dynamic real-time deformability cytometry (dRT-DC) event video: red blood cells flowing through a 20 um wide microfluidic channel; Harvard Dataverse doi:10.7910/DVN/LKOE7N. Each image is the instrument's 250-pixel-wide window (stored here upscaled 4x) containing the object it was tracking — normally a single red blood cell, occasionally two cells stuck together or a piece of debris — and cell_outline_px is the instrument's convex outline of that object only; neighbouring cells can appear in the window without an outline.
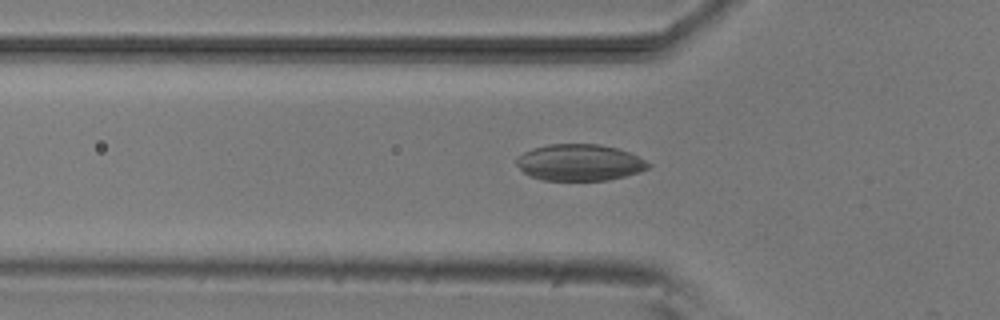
{"species": "common noctule bat (a hibernating species)", "species_latin": "Nyctalus noctula", "temperature_condition": "room temperature", "stored_images_in_passage": 41, "camera_frame_rate_fps": 3000, "um_per_image_px": 0.085, "animal": {"sex": "male", "body_mass_g": 20.5, "forearm_length_mm": 52.5}, "frame": {"image": 1, "passage_image": 8, "time_ms": 2.333, "image_size_px": [1000, 320], "cell_outline_px": [[652, 164], [648, 168], [640, 172], [608, 180], [544, 180], [528, 176], [516, 164], [516, 156], [532, 148], [548, 144], [596, 144], [616, 148], [628, 152]], "centroid_in_image_um": [49.22, 13.81], "position_along_channel_um": 76.6, "area_um2": 27.98}}
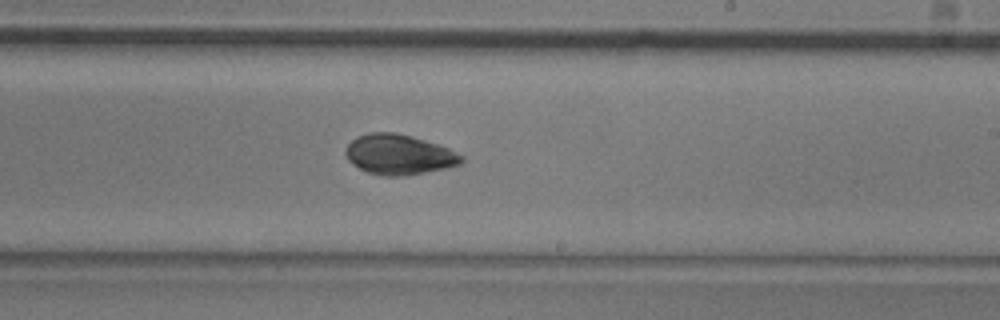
{"frame": {"image": 2, "passage_image": 22, "time_ms": 7.0, "image_size_px": [1000, 320], "cell_outline_px": [[464, 160], [460, 164], [444, 168], [404, 176], [380, 176], [368, 172], [352, 164], [348, 160], [344, 152], [348, 144], [356, 136], [368, 132], [396, 132], [412, 136], [440, 144], [464, 156]], "centroid_in_image_um": [33.9, 13.12], "position_along_channel_um": 255.1, "area_um2": 27.28}}
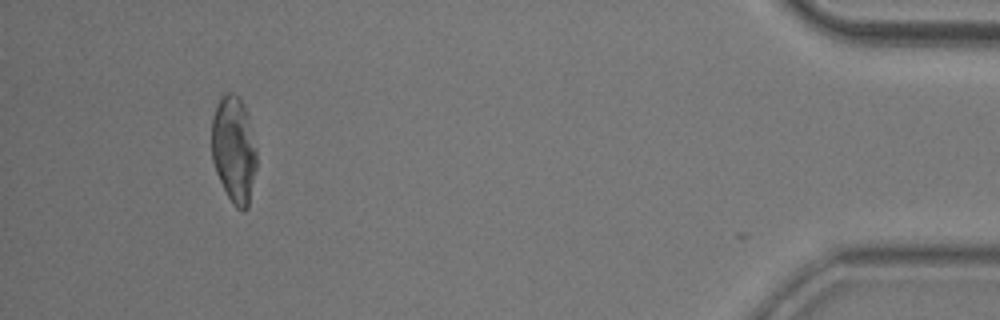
{"frame": {"image": 3, "passage_image": 40, "time_ms": 13.0, "image_size_px": [1000, 320], "cell_outline_px": [[256, 168], [248, 208], [244, 212], [236, 208], [232, 204], [216, 172], [212, 160], [212, 120], [216, 104], [220, 96], [228, 92], [232, 92], [240, 96], [244, 104], [256, 148]], "centroid_in_image_um": [19.88, 12.7], "position_along_channel_um": 415.3, "area_um2": 28.09}, "authors_computed_cell_mechanics": {"area_um2": 27.2816, "velocity_mm_per_s": 3.808, "shape_relaxation_time_tau1_ms": 4.7522, "shape_relaxation_time_tau2_ms": 3.5661, "deformation_change_tau1": 0.094, "deformation_change_tau2": 0.0446}}